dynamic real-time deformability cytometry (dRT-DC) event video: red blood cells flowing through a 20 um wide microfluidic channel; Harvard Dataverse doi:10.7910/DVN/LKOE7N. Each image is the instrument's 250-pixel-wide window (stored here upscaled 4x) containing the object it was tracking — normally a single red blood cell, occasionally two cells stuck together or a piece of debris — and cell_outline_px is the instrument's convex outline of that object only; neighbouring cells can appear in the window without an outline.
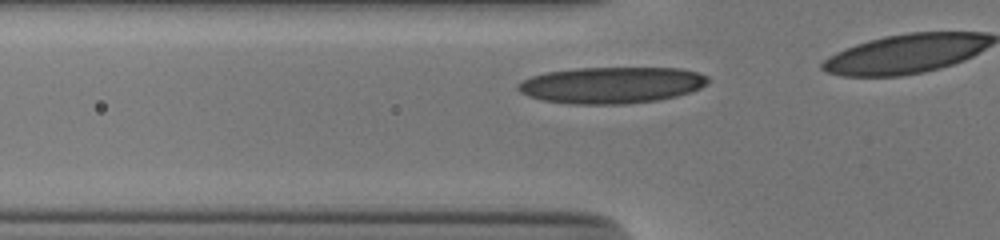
{"species": "human", "species_latin": "Homo sapiens", "temperature_condition": "cold", "stored_images_in_passage": 8, "camera_frame_rate_fps": 3000, "um_per_image_px": 0.085, "donor": {"sex": "male"}, "frame": {"image": 1, "passage_image": 3, "time_ms": 0.667, "image_size_px": [1000, 240], "cell_outline_px": [[708, 84], [700, 88], [676, 96], [656, 100], [624, 104], [572, 104], [540, 100], [528, 96], [520, 92], [516, 88], [516, 84], [532, 76], [544, 72], [576, 68], [680, 68], [696, 72], [708, 76]], "centroid_in_image_um": [51.94, 7.23], "position_along_channel_um": 73.9, "area_um2": 40.4}}
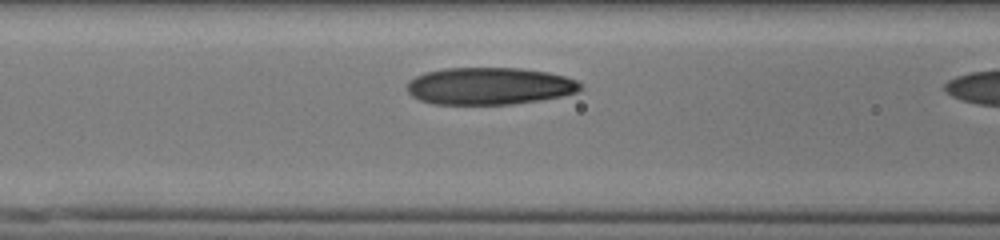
{"frame": {"image": 2, "passage_image": 7, "time_ms": 2.0, "image_size_px": [1000, 240], "cell_outline_px": [[584, 88], [576, 92], [564, 96], [540, 100], [512, 104], [432, 104], [420, 100], [412, 96], [408, 92], [408, 80], [424, 72], [444, 68], [520, 68], [548, 72], [564, 76], [576, 80], [584, 84]], "centroid_in_image_um": [41.62, 7.31], "position_along_channel_um": 125.0, "area_um2": 37.86}}